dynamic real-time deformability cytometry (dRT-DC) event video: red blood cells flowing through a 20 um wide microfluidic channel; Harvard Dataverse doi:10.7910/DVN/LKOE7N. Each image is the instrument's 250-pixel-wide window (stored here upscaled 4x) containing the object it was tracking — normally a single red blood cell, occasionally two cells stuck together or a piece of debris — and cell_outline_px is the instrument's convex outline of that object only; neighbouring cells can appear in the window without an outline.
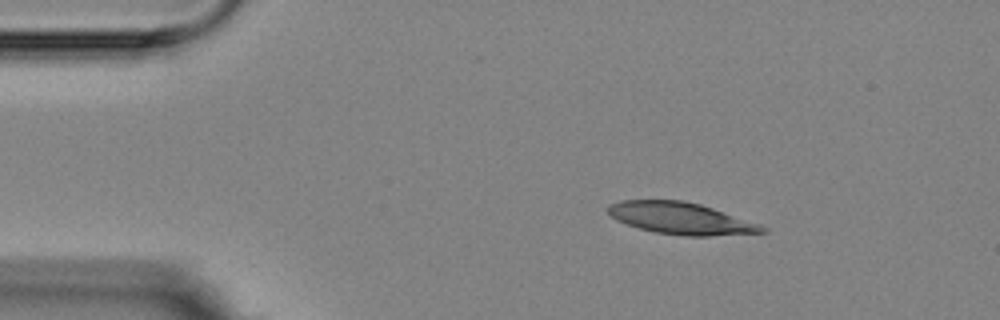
{"species": "Egyptian fruit bat (a non-hibernating species)", "species_latin": "Rousettus aegyptiacus", "temperature_condition": "room temperature", "stored_images_in_passage": 3, "camera_frame_rate_fps": 3000, "um_per_image_px": 0.085, "animal": {"sex": "female"}, "frame": {"image": 1, "passage_image": 1, "time_ms": 0.0, "image_size_px": [1000, 320], "cell_outline_px": [[768, 232], [708, 236], [684, 236], [656, 232], [640, 228], [616, 220], [608, 212], [608, 204], [620, 200], [684, 200], [700, 204], [760, 224], [768, 228]], "centroid_in_image_um": [57.88, 18.56], "position_along_channel_um": 27.1, "area_um2": 28.44}}
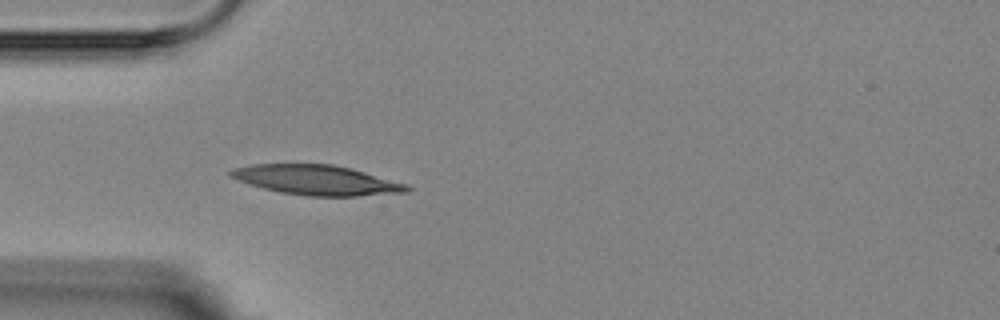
{"frame": {"image": 2, "passage_image": 3, "time_ms": 2.333, "image_size_px": [1000, 320], "cell_outline_px": [[412, 188], [408, 192], [356, 196], [308, 196], [280, 192], [248, 184], [228, 176], [228, 172], [236, 168], [248, 164], [332, 164], [364, 172], [408, 184]], "centroid_in_image_um": [26.9, 15.3], "position_along_channel_um": 58.1, "area_um2": 30.52}}